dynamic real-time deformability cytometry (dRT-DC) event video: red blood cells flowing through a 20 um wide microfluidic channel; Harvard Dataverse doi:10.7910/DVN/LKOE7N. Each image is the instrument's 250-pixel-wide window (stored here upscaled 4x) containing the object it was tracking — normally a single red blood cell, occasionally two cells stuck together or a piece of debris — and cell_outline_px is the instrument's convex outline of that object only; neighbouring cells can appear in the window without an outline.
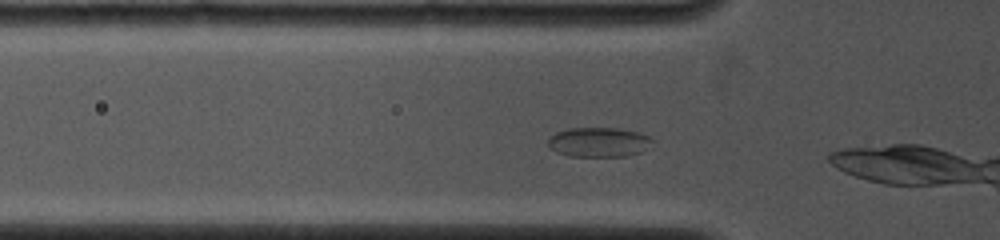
{"species": "common noctule bat (a hibernating species)", "species_latin": "Nyctalus noctula", "temperature_condition": "cold", "stored_images_in_passage": 53, "camera_frame_rate_fps": 4000, "um_per_image_px": 0.085, "animal": {"sex": "female", "body_mass_g": 19.0, "forearm_length_mm": 53.3}, "frame": {"image": 1, "passage_image": 5, "time_ms": 0.75, "image_size_px": [1000, 240], "cell_outline_px": [[656, 140], [640, 152], [624, 156], [568, 156], [556, 152], [548, 144], [548, 140], [556, 132], [568, 128], [620, 128], [636, 132], [648, 136]], "centroid_in_image_um": [50.89, 12.08], "position_along_channel_um": 74.9, "area_um2": 17.86}}
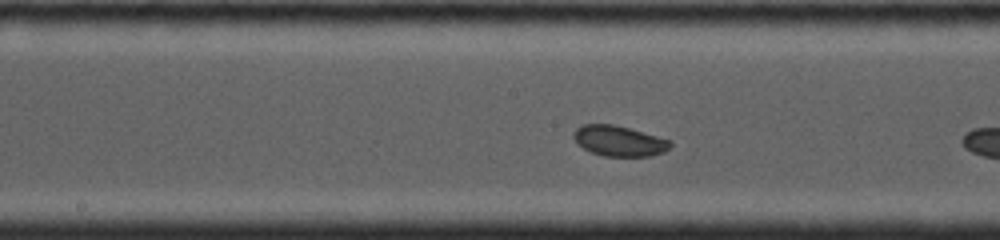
{"frame": {"image": 2, "passage_image": 21, "time_ms": 3.75, "image_size_px": [1000, 240], "cell_outline_px": [[672, 144], [664, 152], [652, 156], [604, 156], [592, 152], [576, 144], [572, 136], [572, 132], [576, 128], [584, 124], [612, 124], [628, 128], [672, 140]], "centroid_in_image_um": [52.6, 11.98], "position_along_channel_um": 195.6, "area_um2": 17.22}}
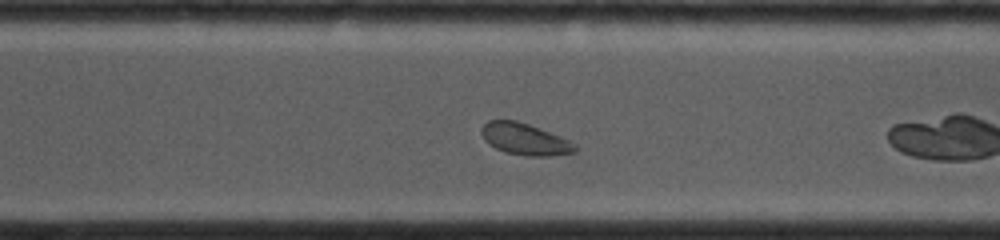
{"frame": {"image": 3, "passage_image": 36, "time_ms": 7.0, "image_size_px": [1000, 240], "cell_outline_px": [[576, 152], [548, 156], [528, 156], [504, 152], [488, 144], [484, 140], [480, 132], [480, 128], [488, 120], [516, 120], [528, 124], [560, 136], [576, 144]], "centroid_in_image_um": [44.57, 11.82], "position_along_channel_um": 326.0, "area_um2": 17.28}, "authors_computed_cell_mechanics": {"area_um2": 17.3978, "velocity_mm_per_s": 4.0193, "shape_relaxation_time_tau1_ms": 3.6632, "shape_relaxation_time_tau2_ms": 9.4164, "deformation_change_tau1": 0.0609, "deformation_change_tau2": 0.0785}}